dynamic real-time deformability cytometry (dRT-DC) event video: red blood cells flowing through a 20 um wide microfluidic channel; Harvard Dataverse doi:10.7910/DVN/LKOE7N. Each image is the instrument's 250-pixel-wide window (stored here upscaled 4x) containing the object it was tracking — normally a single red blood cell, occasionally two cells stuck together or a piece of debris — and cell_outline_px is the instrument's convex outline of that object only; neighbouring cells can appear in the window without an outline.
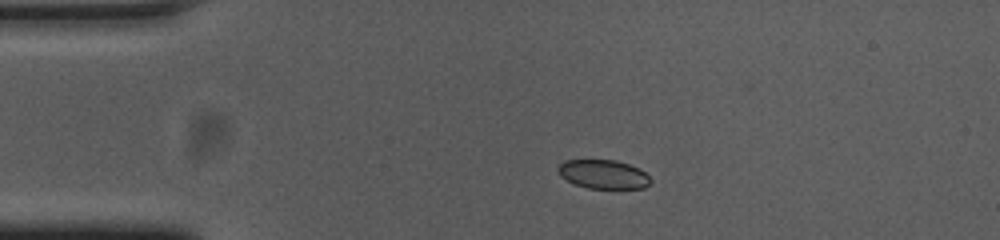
{"species": "common noctule bat (a hibernating species)", "species_latin": "Nyctalus noctula", "temperature_condition": "cold", "stored_images_in_passage": 49, "camera_frame_rate_fps": 3000, "um_per_image_px": 0.085, "animal": {"sex": "female", "body_mass_g": 23.0, "forearm_length_mm": 53.4}, "frame": {"image": 1, "passage_image": 5, "time_ms": 1.333, "image_size_px": [1000, 240], "cell_outline_px": [[652, 180], [644, 188], [588, 188], [576, 184], [560, 176], [556, 168], [564, 160], [616, 160], [640, 168]], "centroid_in_image_um": [51.28, 14.8], "position_along_channel_um": 33.7, "area_um2": 15.49}}
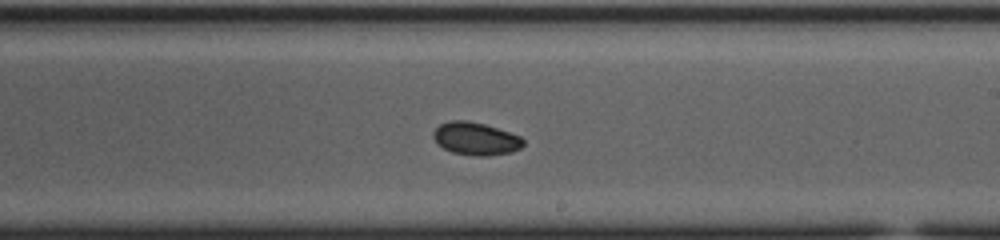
{"frame": {"image": 2, "passage_image": 26, "time_ms": 8.333, "image_size_px": [1000, 240], "cell_outline_px": [[524, 144], [520, 148], [512, 152], [488, 156], [476, 156], [452, 152], [444, 148], [432, 136], [432, 132], [440, 124], [452, 120], [464, 120], [484, 124], [520, 136], [524, 140]], "centroid_in_image_um": [40.44, 11.79], "position_along_channel_um": 248.6, "area_um2": 16.99}}
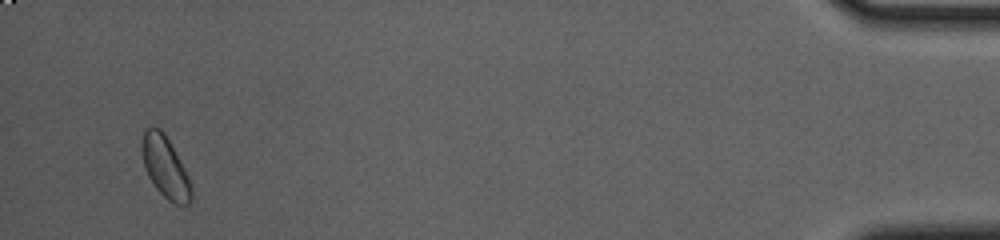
{"frame": {"image": 3, "passage_image": 47, "time_ms": 15.333, "image_size_px": [1000, 240], "cell_outline_px": [[192, 204], [176, 204], [168, 200], [156, 188], [148, 176], [144, 164], [140, 148], [140, 144], [144, 132], [148, 128], [160, 128], [164, 132], [184, 168], [188, 176], [192, 188]], "centroid_in_image_um": [14.05, 14.22], "position_along_channel_um": 421.2, "area_um2": 17.51}, "authors_computed_cell_mechanics": {"area_um2": 16.7042, "velocity_mm_per_s": 3.647, "shape_relaxation_time_tau1_ms": null, "shape_relaxation_time_tau2_ms": 5.1781, "deformation_change_tau1": null, "deformation_change_tau2": 0.0562}}